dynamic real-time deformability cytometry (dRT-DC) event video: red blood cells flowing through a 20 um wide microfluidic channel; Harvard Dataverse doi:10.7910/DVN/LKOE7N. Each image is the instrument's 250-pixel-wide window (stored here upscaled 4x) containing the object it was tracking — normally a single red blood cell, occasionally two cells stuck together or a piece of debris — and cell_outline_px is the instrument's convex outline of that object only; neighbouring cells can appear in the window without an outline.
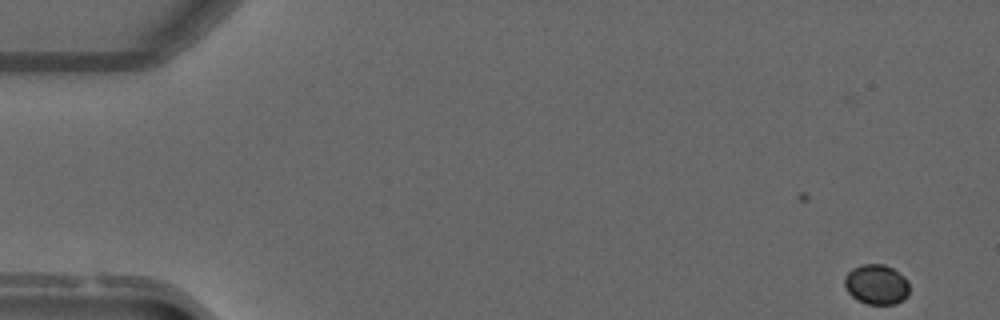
{"species": "common noctule bat (a hibernating species)", "species_latin": "Nyctalus noctula", "temperature_condition": "warm", "stored_images_in_passage": 2, "camera_frame_rate_fps": 3000, "um_per_image_px": 0.085, "animal": {"sex": "male", "forearm_length_mm": 52.5}, "frame": {"image": 1, "passage_image": 2, "time_ms": 0.333, "image_size_px": [1000, 320], "cell_outline_px": [[908, 296], [904, 300], [896, 304], [868, 304], [856, 300], [848, 292], [844, 284], [844, 276], [852, 268], [860, 264], [884, 264], [892, 268], [904, 276], [908, 280]], "centroid_in_image_um": [74.49, 24.18], "position_along_channel_um": 10.5, "area_um2": 15.32}}